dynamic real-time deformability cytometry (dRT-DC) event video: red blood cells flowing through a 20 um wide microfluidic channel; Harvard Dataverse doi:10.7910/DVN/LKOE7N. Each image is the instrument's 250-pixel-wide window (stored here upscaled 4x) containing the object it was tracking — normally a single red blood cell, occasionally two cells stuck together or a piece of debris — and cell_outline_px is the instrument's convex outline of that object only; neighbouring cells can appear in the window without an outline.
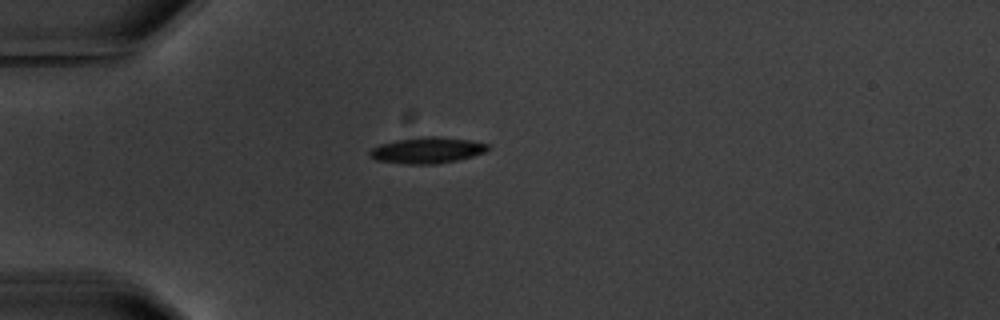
{"species": "common noctule bat (a hibernating species)", "species_latin": "Nyctalus noctula", "temperature_condition": "warm", "stored_images_in_passage": 6, "camera_frame_rate_fps": 3000, "um_per_image_px": 0.085, "animal": {"sex": "male", "body_mass_g": 20.1, "forearm_length_mm": 53.5}, "frame": {"image": 1, "passage_image": 4, "time_ms": 3.667, "image_size_px": [1000, 320], "cell_outline_px": [[492, 148], [488, 152], [456, 160], [436, 164], [408, 164], [376, 160], [368, 156], [368, 152], [372, 148], [380, 144], [396, 140], [424, 136], [436, 136], [468, 140], [488, 144]], "centroid_in_image_um": [36.32, 12.77], "position_along_channel_um": 48.7, "area_um2": 18.03}}
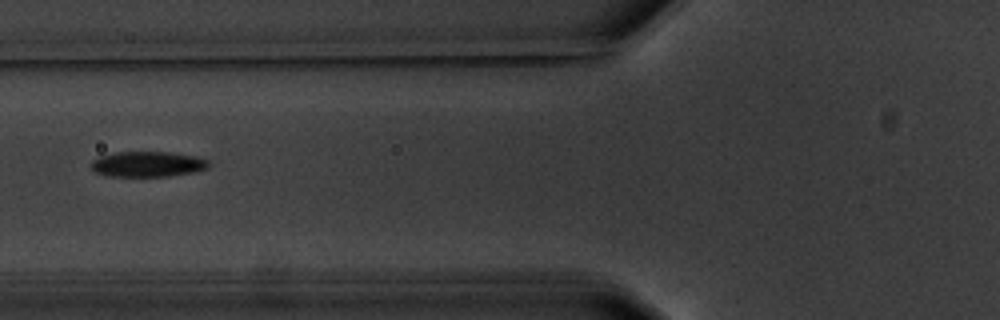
{"frame": {"image": 2, "passage_image": 6, "time_ms": 6.0, "image_size_px": [1000, 320], "cell_outline_px": [[212, 164], [208, 168], [192, 172], [168, 176], [108, 176], [96, 172], [92, 168], [92, 160], [100, 156], [116, 152], [172, 152], [196, 156], [208, 160]], "centroid_in_image_um": [12.59, 13.94], "position_along_channel_um": 113.2, "area_um2": 17.4}}